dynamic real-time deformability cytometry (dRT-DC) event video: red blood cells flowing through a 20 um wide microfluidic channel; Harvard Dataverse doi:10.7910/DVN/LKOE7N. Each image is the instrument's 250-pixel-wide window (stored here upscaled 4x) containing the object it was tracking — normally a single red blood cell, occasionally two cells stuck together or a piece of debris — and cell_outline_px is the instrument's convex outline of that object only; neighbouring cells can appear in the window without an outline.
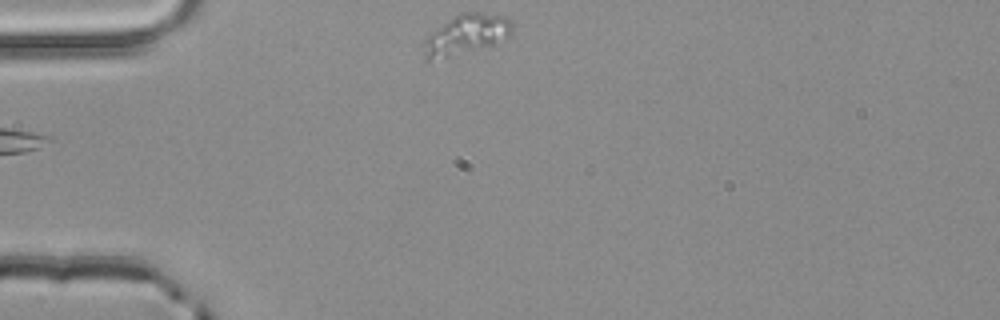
{"species": "common noctule bat (a hibernating species)", "species_latin": "Nyctalus noctula", "temperature_condition": "room temperature", "stored_images_in_passage": 2, "camera_frame_rate_fps": 3000, "um_per_image_px": 0.085, "animal": {"sex": "male", "body_mass_g": 20.4}, "frame": {"image": 1, "passage_image": 2, "time_ms": 0.333, "image_size_px": [1000, 320], "cell_outline_px": [[512, 36], [508, 40], [484, 48], [428, 60], [424, 60], [424, 40], [428, 36], [448, 20], [460, 12], [476, 12], [504, 16], [512, 24]], "centroid_in_image_um": [39.7, 2.93], "position_along_channel_um": 45.3, "area_um2": 20.4}}